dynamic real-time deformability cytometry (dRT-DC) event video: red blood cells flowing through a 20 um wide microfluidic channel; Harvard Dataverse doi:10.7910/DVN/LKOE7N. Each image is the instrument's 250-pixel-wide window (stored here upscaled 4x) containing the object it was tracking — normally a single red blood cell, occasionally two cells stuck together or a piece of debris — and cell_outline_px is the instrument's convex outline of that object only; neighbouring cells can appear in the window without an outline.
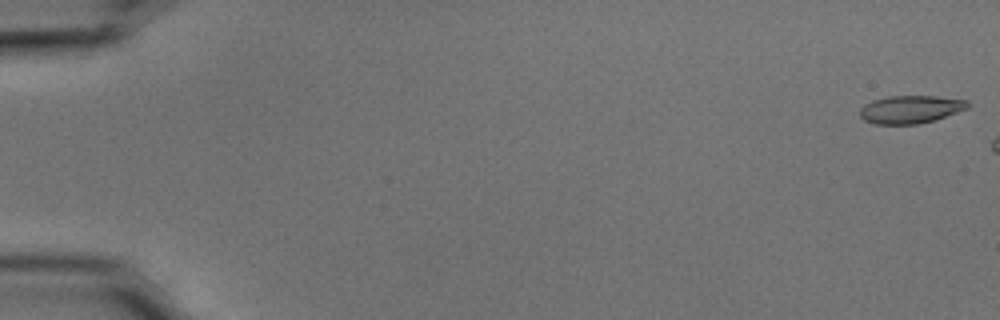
{"species": "common noctule bat (a hibernating species)", "species_latin": "Nyctalus noctula", "temperature_condition": "cold", "stored_images_in_passage": 7, "camera_frame_rate_fps": 3000, "um_per_image_px": 0.085, "animal": {"sex": "male", "body_mass_g": 15.6}, "frame": {"image": 1, "passage_image": 1, "time_ms": 0.0, "image_size_px": [1000, 320], "cell_outline_px": [[968, 108], [936, 120], [916, 124], [876, 124], [864, 120], [860, 116], [860, 108], [864, 104], [872, 100], [888, 96], [936, 96], [968, 100]], "centroid_in_image_um": [77.39, 9.29], "position_along_channel_um": 7.6, "area_um2": 17.57}}